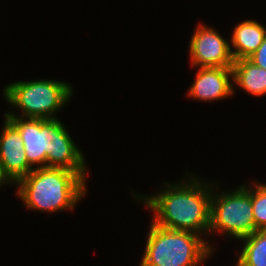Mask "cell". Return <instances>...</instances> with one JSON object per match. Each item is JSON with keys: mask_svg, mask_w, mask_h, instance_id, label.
Instances as JSON below:
<instances>
[{"mask_svg": "<svg viewBox=\"0 0 266 266\" xmlns=\"http://www.w3.org/2000/svg\"><path fill=\"white\" fill-rule=\"evenodd\" d=\"M6 118L18 129L28 163L40 167L65 168L85 174V159L65 127L58 119L21 118L6 113Z\"/></svg>", "mask_w": 266, "mask_h": 266, "instance_id": "6da1fadb", "label": "cell"}, {"mask_svg": "<svg viewBox=\"0 0 266 266\" xmlns=\"http://www.w3.org/2000/svg\"><path fill=\"white\" fill-rule=\"evenodd\" d=\"M165 185L168 189L157 195L137 198L144 200L148 208L156 213L152 222L172 230L207 233L211 212L210 187L205 183L202 185L197 177L188 183Z\"/></svg>", "mask_w": 266, "mask_h": 266, "instance_id": "7a4b0ae2", "label": "cell"}, {"mask_svg": "<svg viewBox=\"0 0 266 266\" xmlns=\"http://www.w3.org/2000/svg\"><path fill=\"white\" fill-rule=\"evenodd\" d=\"M85 176L65 168L37 167L16 182L17 194L28 209L48 212L74 209L85 196Z\"/></svg>", "mask_w": 266, "mask_h": 266, "instance_id": "3957f363", "label": "cell"}, {"mask_svg": "<svg viewBox=\"0 0 266 266\" xmlns=\"http://www.w3.org/2000/svg\"><path fill=\"white\" fill-rule=\"evenodd\" d=\"M151 223L140 266H197L212 253L196 233Z\"/></svg>", "mask_w": 266, "mask_h": 266, "instance_id": "277c9868", "label": "cell"}, {"mask_svg": "<svg viewBox=\"0 0 266 266\" xmlns=\"http://www.w3.org/2000/svg\"><path fill=\"white\" fill-rule=\"evenodd\" d=\"M68 83L37 80L11 83L4 89L8 103L22 109L23 118L55 119L52 115L72 96Z\"/></svg>", "mask_w": 266, "mask_h": 266, "instance_id": "5b68a950", "label": "cell"}, {"mask_svg": "<svg viewBox=\"0 0 266 266\" xmlns=\"http://www.w3.org/2000/svg\"><path fill=\"white\" fill-rule=\"evenodd\" d=\"M218 230L235 238L242 239L255 232L252 207V187L211 195L209 231Z\"/></svg>", "mask_w": 266, "mask_h": 266, "instance_id": "8992f818", "label": "cell"}, {"mask_svg": "<svg viewBox=\"0 0 266 266\" xmlns=\"http://www.w3.org/2000/svg\"><path fill=\"white\" fill-rule=\"evenodd\" d=\"M189 46L193 66L232 68L235 61L228 41L203 24L197 27Z\"/></svg>", "mask_w": 266, "mask_h": 266, "instance_id": "52a82bcc", "label": "cell"}, {"mask_svg": "<svg viewBox=\"0 0 266 266\" xmlns=\"http://www.w3.org/2000/svg\"><path fill=\"white\" fill-rule=\"evenodd\" d=\"M0 163L4 174L12 183L33 170L26 158L19 131L7 118L0 136Z\"/></svg>", "mask_w": 266, "mask_h": 266, "instance_id": "ba28073f", "label": "cell"}, {"mask_svg": "<svg viewBox=\"0 0 266 266\" xmlns=\"http://www.w3.org/2000/svg\"><path fill=\"white\" fill-rule=\"evenodd\" d=\"M232 68L199 67L196 80L189 89L188 96L202 101L219 100L227 98L233 93Z\"/></svg>", "mask_w": 266, "mask_h": 266, "instance_id": "9c48e42d", "label": "cell"}, {"mask_svg": "<svg viewBox=\"0 0 266 266\" xmlns=\"http://www.w3.org/2000/svg\"><path fill=\"white\" fill-rule=\"evenodd\" d=\"M266 35V29L254 20H247L238 24L233 31L231 50L234 60L247 59L261 45Z\"/></svg>", "mask_w": 266, "mask_h": 266, "instance_id": "30bf717a", "label": "cell"}, {"mask_svg": "<svg viewBox=\"0 0 266 266\" xmlns=\"http://www.w3.org/2000/svg\"><path fill=\"white\" fill-rule=\"evenodd\" d=\"M232 70V79L243 90L257 97L266 94V69L248 59H239L234 61Z\"/></svg>", "mask_w": 266, "mask_h": 266, "instance_id": "8fae6325", "label": "cell"}, {"mask_svg": "<svg viewBox=\"0 0 266 266\" xmlns=\"http://www.w3.org/2000/svg\"><path fill=\"white\" fill-rule=\"evenodd\" d=\"M245 240L236 266H266V230H256Z\"/></svg>", "mask_w": 266, "mask_h": 266, "instance_id": "7c38bea8", "label": "cell"}, {"mask_svg": "<svg viewBox=\"0 0 266 266\" xmlns=\"http://www.w3.org/2000/svg\"><path fill=\"white\" fill-rule=\"evenodd\" d=\"M252 207L256 230H266V184L252 188Z\"/></svg>", "mask_w": 266, "mask_h": 266, "instance_id": "4fadbf2b", "label": "cell"}, {"mask_svg": "<svg viewBox=\"0 0 266 266\" xmlns=\"http://www.w3.org/2000/svg\"><path fill=\"white\" fill-rule=\"evenodd\" d=\"M247 59L254 65L266 69V35L259 48Z\"/></svg>", "mask_w": 266, "mask_h": 266, "instance_id": "5bb4252c", "label": "cell"}, {"mask_svg": "<svg viewBox=\"0 0 266 266\" xmlns=\"http://www.w3.org/2000/svg\"><path fill=\"white\" fill-rule=\"evenodd\" d=\"M8 182H11V181L4 174V172L2 170L1 163H0V185L3 184V183L6 184Z\"/></svg>", "mask_w": 266, "mask_h": 266, "instance_id": "9a60e30c", "label": "cell"}]
</instances>
